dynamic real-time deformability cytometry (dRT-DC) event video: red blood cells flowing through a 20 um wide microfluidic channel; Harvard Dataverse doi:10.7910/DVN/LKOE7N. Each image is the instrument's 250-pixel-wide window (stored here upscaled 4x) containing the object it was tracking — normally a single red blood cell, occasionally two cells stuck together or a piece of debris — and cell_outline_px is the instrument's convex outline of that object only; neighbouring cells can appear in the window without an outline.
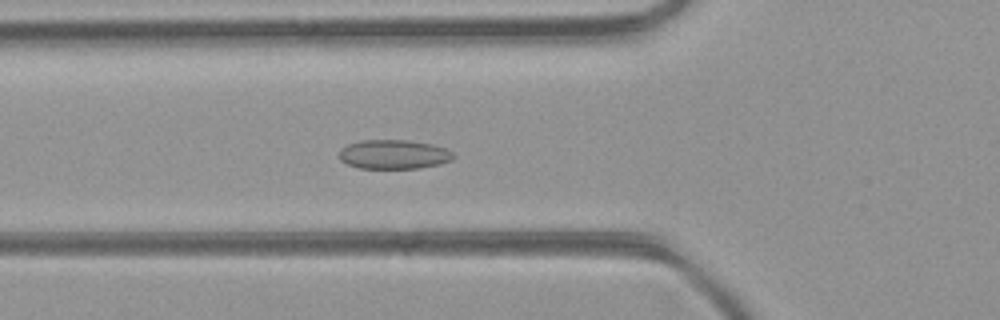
{"species": "common noctule bat (a hibernating species)", "species_latin": "Nyctalus noctula", "temperature_condition": "room temperature", "stored_images_in_passage": 46, "camera_frame_rate_fps": 3000, "um_per_image_px": 0.085, "animal": {"sex": "female", "body_mass_g": 21.9}, "frame": {"image": 1, "passage_image": 16, "time_ms": 5.0, "image_size_px": [1000, 320], "cell_outline_px": [[456, 156], [452, 160], [440, 164], [420, 168], [360, 168], [348, 164], [340, 160], [340, 148], [348, 144], [364, 140], [408, 140], [432, 144], [444, 148], [452, 152]], "centroid_in_image_um": [33.49, 13.12], "position_along_channel_um": 92.3, "area_um2": 19.42}}
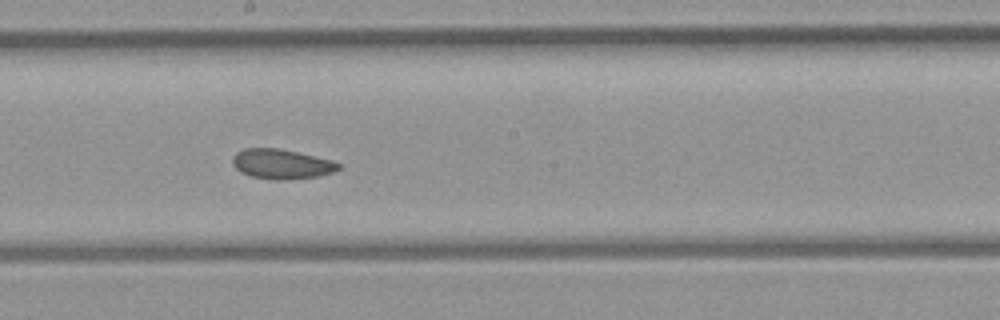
{"frame": {"image": 2, "passage_image": 25, "time_ms": 8.0, "image_size_px": [1000, 320], "cell_outline_px": [[340, 168], [332, 172], [320, 176], [284, 180], [272, 180], [252, 176], [240, 172], [232, 164], [232, 156], [236, 152], [244, 148], [280, 148], [332, 160], [340, 164]], "centroid_in_image_um": [23.9, 13.94], "position_along_channel_um": 224.3, "area_um2": 18.5}}
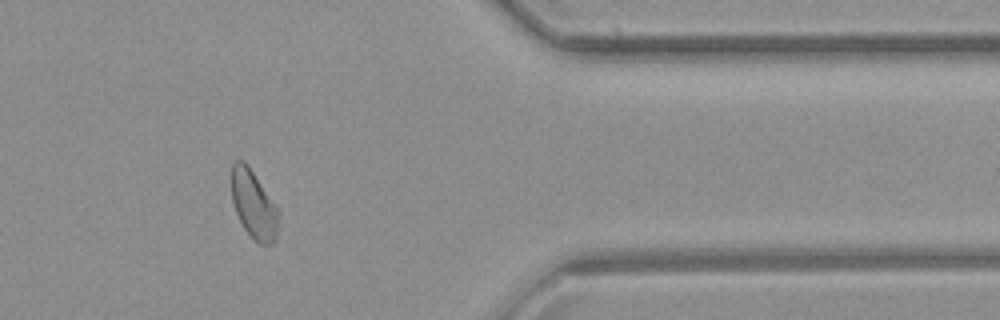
{"frame": {"image": 3, "passage_image": 38, "time_ms": 12.333, "image_size_px": [1000, 320], "cell_outline_px": [[280, 212], [276, 240], [272, 244], [260, 244], [244, 228], [236, 212], [232, 200], [232, 164], [236, 160], [244, 160], [248, 164]], "centroid_in_image_um": [21.58, 17.38], "position_along_channel_um": 389.8, "area_um2": 18.55}, "authors_computed_cell_mechanics": {"area_um2": 19.2185, "velocity_mm_per_s": 4.374, "shape_relaxation_time_tau1_ms": null, "shape_relaxation_time_tau2_ms": 2.267, "deformation_change_tau1": null, "deformation_change_tau2": 0.069}}